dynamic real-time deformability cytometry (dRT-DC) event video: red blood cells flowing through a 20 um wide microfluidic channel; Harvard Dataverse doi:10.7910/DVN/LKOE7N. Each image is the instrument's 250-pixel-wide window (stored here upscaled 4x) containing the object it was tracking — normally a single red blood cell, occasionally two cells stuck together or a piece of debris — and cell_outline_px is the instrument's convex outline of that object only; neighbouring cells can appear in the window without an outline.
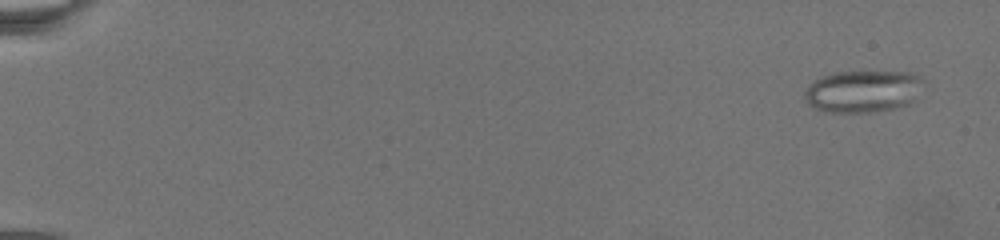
{"species": "common noctule bat (a hibernating species)", "species_latin": "Nyctalus noctula", "temperature_condition": "warm", "stored_images_in_passage": 72, "camera_frame_rate_fps": 3000, "um_per_image_px": 0.085, "animal": {"sex": "female", "body_mass_g": 19.5, "forearm_length_mm": 54.1}, "frame": {"image": 1, "passage_image": 5, "time_ms": 1.333, "image_size_px": [1000, 240], "cell_outline_px": [[924, 80], [912, 104], [872, 112], [824, 112], [808, 104], [804, 100], [804, 92], [808, 84], [824, 76], [840, 72], [912, 72], [920, 76]], "centroid_in_image_um": [73.35, 7.77], "position_along_channel_um": 11.7, "area_um2": 29.13}}
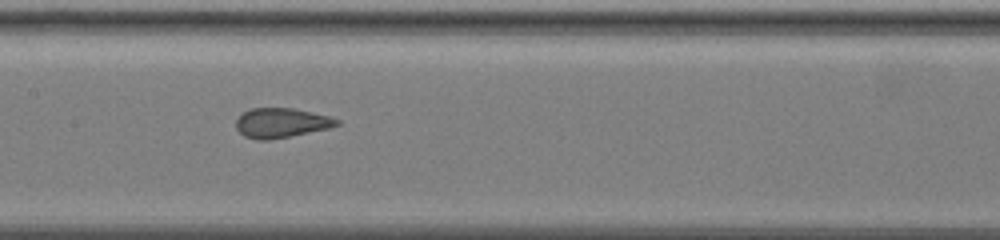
{"frame": {"image": 2, "passage_image": 45, "time_ms": 13.333, "image_size_px": [1000, 240], "cell_outline_px": [[340, 124], [328, 128], [268, 140], [256, 140], [244, 136], [236, 128], [236, 120], [244, 112], [252, 108], [292, 108], [312, 112], [328, 116], [340, 120]], "centroid_in_image_um": [23.89, 10.44], "position_along_channel_um": 183.5, "area_um2": 17.17}}
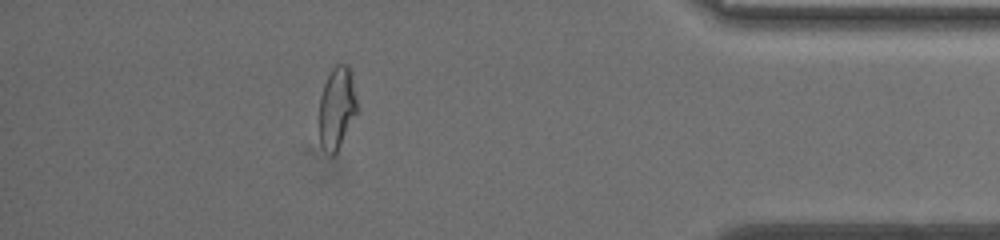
{"frame": {"image": 3, "passage_image": 64, "time_ms": 22.0, "image_size_px": [1000, 240], "cell_outline_px": [[356, 112], [336, 152], [332, 156], [320, 144], [320, 96], [324, 84], [332, 68], [336, 64], [348, 64], [352, 72], [356, 100]], "centroid_in_image_um": [28.62, 9.1], "position_along_channel_um": 406.6, "area_um2": 17.63}}